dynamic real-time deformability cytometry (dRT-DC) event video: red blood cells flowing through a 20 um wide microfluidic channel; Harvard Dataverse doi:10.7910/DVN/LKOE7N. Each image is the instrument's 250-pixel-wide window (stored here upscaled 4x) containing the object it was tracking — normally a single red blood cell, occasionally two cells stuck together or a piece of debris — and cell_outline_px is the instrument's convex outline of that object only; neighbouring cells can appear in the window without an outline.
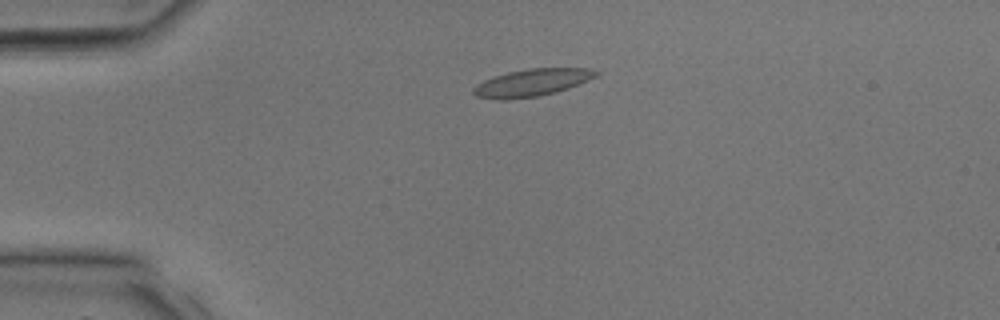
{"species": "common noctule bat (a hibernating species)", "species_latin": "Nyctalus noctula", "temperature_condition": "room temperature", "stored_images_in_passage": 26, "camera_frame_rate_fps": 3000, "um_per_image_px": 0.085, "animal": {"sex": "male", "body_mass_g": 17.9, "forearm_length_mm": 54.2}, "frame": {"image": 1, "passage_image": 1, "time_ms": 0.0, "image_size_px": [1000, 320], "cell_outline_px": [[600, 72], [596, 76], [588, 80], [568, 88], [556, 92], [540, 96], [504, 100], [500, 100], [476, 96], [472, 92], [472, 88], [476, 84], [492, 76], [508, 72], [528, 68], [588, 68]], "centroid_in_image_um": [45.17, 7.02], "position_along_channel_um": 39.8, "area_um2": 19.59}}
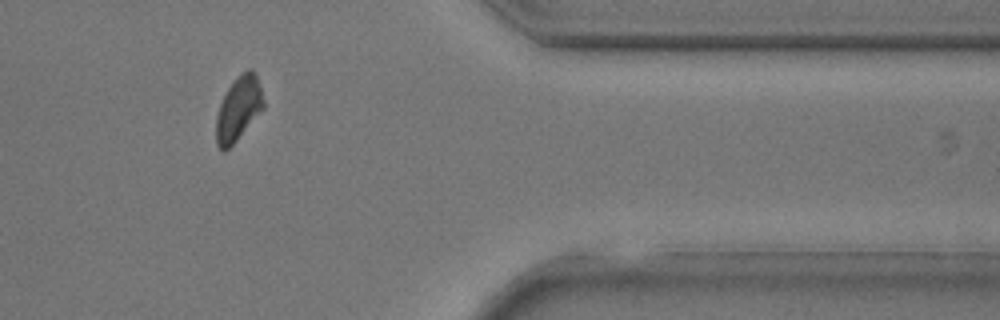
{"frame": {"image": 2, "passage_image": 21, "time_ms": 6.667, "image_size_px": [1000, 320], "cell_outline_px": [[264, 108], [236, 140], [224, 152], [216, 144], [216, 116], [220, 104], [228, 88], [236, 76], [248, 68], [252, 68], [256, 72], [264, 100]], "centroid_in_image_um": [20.28, 9.19], "position_along_channel_um": 391.1, "area_um2": 17.63}}
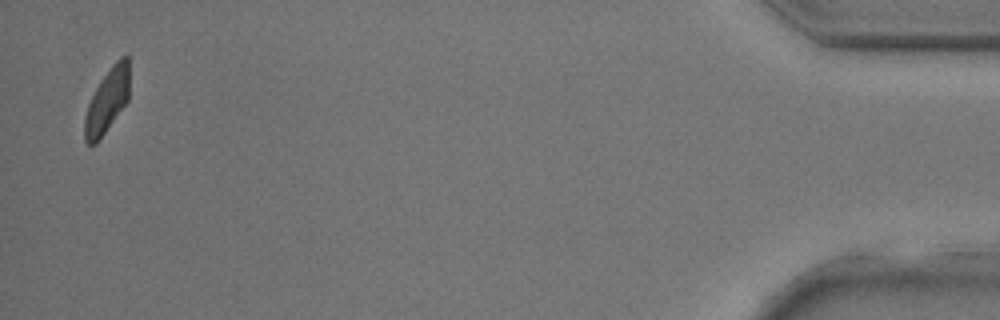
{"frame": {"image": 3, "passage_image": 26, "time_ms": 8.333, "image_size_px": [1000, 320], "cell_outline_px": [[128, 100], [96, 144], [88, 144], [84, 140], [84, 116], [88, 104], [100, 80], [112, 64], [120, 56], [128, 56]], "centroid_in_image_um": [9.08, 8.56], "position_along_channel_um": 426.1, "area_um2": 16.53}}